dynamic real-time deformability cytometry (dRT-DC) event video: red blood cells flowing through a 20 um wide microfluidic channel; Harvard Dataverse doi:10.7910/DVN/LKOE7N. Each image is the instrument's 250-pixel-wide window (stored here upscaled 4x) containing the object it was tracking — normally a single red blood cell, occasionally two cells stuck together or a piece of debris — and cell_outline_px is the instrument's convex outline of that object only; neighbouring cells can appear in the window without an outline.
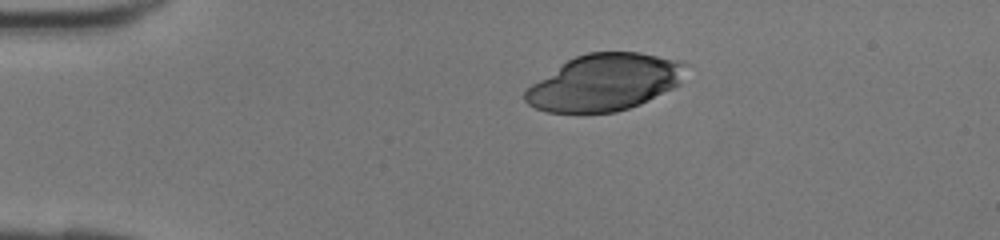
{"species": "human", "species_latin": "Homo sapiens", "temperature_condition": "room temperature", "stored_images_in_passage": 11, "camera_frame_rate_fps": 3000, "um_per_image_px": 0.085, "donor": {"sex": "female"}, "frame": {"image": 1, "passage_image": 1, "time_ms": 0.0, "image_size_px": [1000, 240], "cell_outline_px": [[688, 64], [680, 84], [640, 104], [616, 112], [548, 112], [536, 108], [528, 104], [524, 100], [524, 92], [532, 84], [568, 60], [576, 56], [588, 52], [640, 52]], "centroid_in_image_um": [51.38, 7.01], "position_along_channel_um": 33.6, "area_um2": 52.31}}